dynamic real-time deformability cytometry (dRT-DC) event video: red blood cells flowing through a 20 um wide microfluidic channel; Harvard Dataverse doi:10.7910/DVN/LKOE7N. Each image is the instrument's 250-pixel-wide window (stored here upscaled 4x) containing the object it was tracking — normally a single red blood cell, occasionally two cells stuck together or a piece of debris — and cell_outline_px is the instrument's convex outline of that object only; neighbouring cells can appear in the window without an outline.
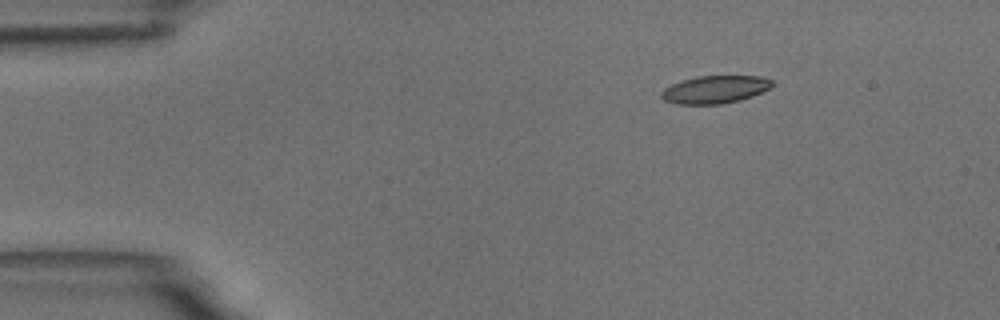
{"species": "common noctule bat (a hibernating species)", "species_latin": "Nyctalus noctula", "temperature_condition": "room temperature", "stored_images_in_passage": 50, "camera_frame_rate_fps": 3000, "um_per_image_px": 0.085, "animal": {"sex": "male", "body_mass_g": 18.8}, "frame": {"image": 1, "passage_image": 1, "time_ms": 0.0, "image_size_px": [1000, 320], "cell_outline_px": [[776, 84], [752, 96], [740, 100], [724, 104], [676, 104], [664, 100], [660, 96], [660, 92], [664, 88], [680, 80], [696, 76], [764, 76], [772, 80]], "centroid_in_image_um": [60.76, 7.6], "position_along_channel_um": 24.2, "area_um2": 18.09}}
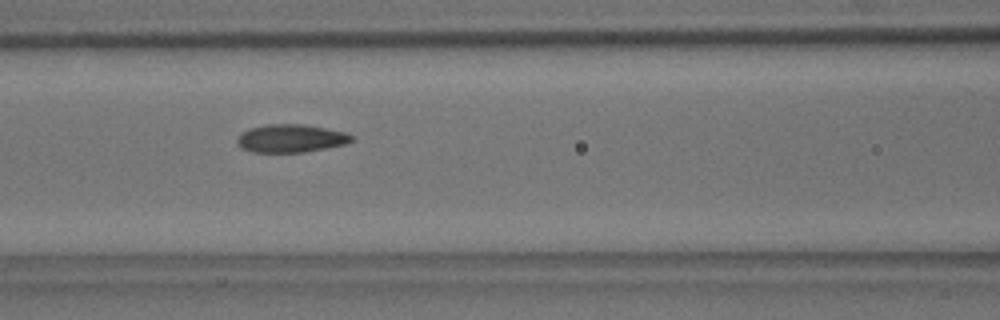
{"frame": {"image": 2, "passage_image": 17, "time_ms": 5.333, "image_size_px": [1000, 320], "cell_outline_px": [[356, 136], [348, 144], [304, 152], [252, 152], [240, 148], [236, 144], [236, 140], [240, 132], [248, 128], [268, 124], [304, 124], [348, 132]], "centroid_in_image_um": [24.73, 11.76], "position_along_channel_um": 141.9, "area_um2": 19.13}}
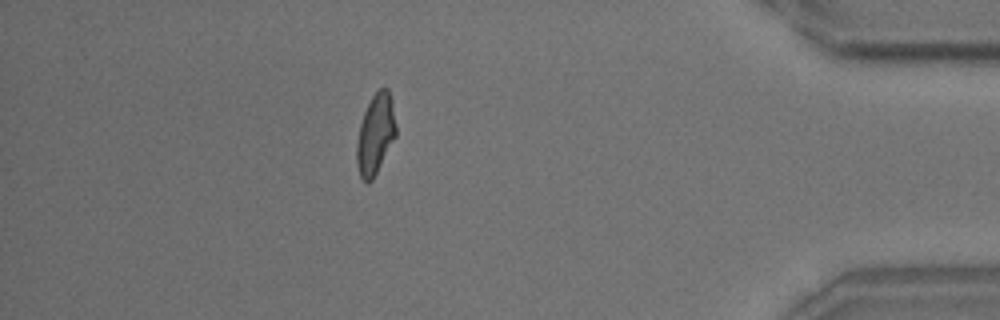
{"frame": {"image": 3, "passage_image": 43, "time_ms": 14.0, "image_size_px": [1000, 320], "cell_outline_px": [[396, 136], [372, 180], [368, 184], [360, 176], [356, 164], [356, 144], [360, 124], [364, 112], [372, 96], [380, 88], [388, 88], [392, 100], [396, 124]], "centroid_in_image_um": [31.91, 11.4], "position_along_channel_um": 403.3, "area_um2": 18.32}, "authors_computed_cell_mechanics": {"area_um2": 18.5538, "velocity_mm_per_s": 3.5127, "shape_relaxation_time_tau1_ms": 4.9357, "shape_relaxation_time_tau2_ms": 1.7644, "deformation_change_tau1": 0.1622, "deformation_change_tau2": 0.0849}}